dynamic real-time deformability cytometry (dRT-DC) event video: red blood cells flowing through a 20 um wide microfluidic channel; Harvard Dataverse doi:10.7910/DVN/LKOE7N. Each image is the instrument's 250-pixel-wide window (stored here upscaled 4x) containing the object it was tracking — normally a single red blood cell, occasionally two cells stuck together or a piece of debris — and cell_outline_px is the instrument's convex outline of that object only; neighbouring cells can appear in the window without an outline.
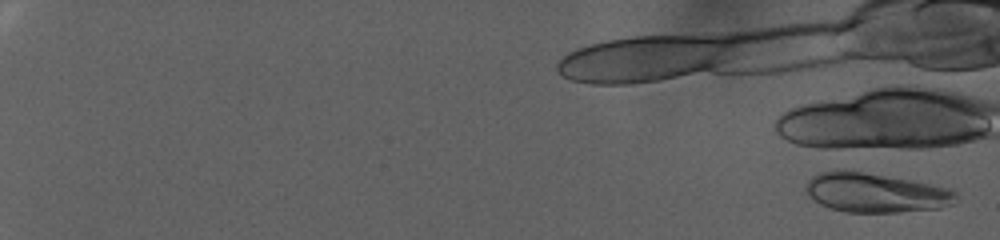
{"species": "human", "species_latin": "Homo sapiens", "temperature_condition": "warm", "stored_images_in_passage": 7, "camera_frame_rate_fps": 3000, "um_per_image_px": 0.085, "donor": {"sex": "female"}, "frame": {"image": 1, "passage_image": 3, "time_ms": 0.667, "image_size_px": [1000, 240], "cell_outline_px": [[956, 196], [952, 204], [940, 208], [900, 212], [844, 212], [820, 204], [812, 200], [804, 192], [804, 184], [812, 176], [820, 172], [836, 168], [844, 168], [908, 180], [948, 188], [956, 192]], "centroid_in_image_um": [74.31, 16.36], "position_along_channel_um": 10.7, "area_um2": 34.74}}